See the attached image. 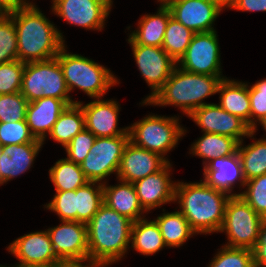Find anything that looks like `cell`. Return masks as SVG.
I'll return each instance as SVG.
<instances>
[{"label": "cell", "instance_id": "cell-1", "mask_svg": "<svg viewBox=\"0 0 266 267\" xmlns=\"http://www.w3.org/2000/svg\"><path fill=\"white\" fill-rule=\"evenodd\" d=\"M34 4L9 14L17 32L18 60L23 63L56 58L65 45L63 33Z\"/></svg>", "mask_w": 266, "mask_h": 267}, {"label": "cell", "instance_id": "cell-2", "mask_svg": "<svg viewBox=\"0 0 266 267\" xmlns=\"http://www.w3.org/2000/svg\"><path fill=\"white\" fill-rule=\"evenodd\" d=\"M231 196L207 185L204 181L195 183L176 182L174 201L179 211L197 234L218 233L224 222L225 206Z\"/></svg>", "mask_w": 266, "mask_h": 267}, {"label": "cell", "instance_id": "cell-3", "mask_svg": "<svg viewBox=\"0 0 266 267\" xmlns=\"http://www.w3.org/2000/svg\"><path fill=\"white\" fill-rule=\"evenodd\" d=\"M132 224L103 203L86 224L89 260L106 267L122 259L130 248Z\"/></svg>", "mask_w": 266, "mask_h": 267}, {"label": "cell", "instance_id": "cell-4", "mask_svg": "<svg viewBox=\"0 0 266 267\" xmlns=\"http://www.w3.org/2000/svg\"><path fill=\"white\" fill-rule=\"evenodd\" d=\"M224 78L226 76L194 74L176 66L156 95L148 102L142 101V103L154 106H177L181 112L189 116L197 108L208 104L203 102V99L216 94Z\"/></svg>", "mask_w": 266, "mask_h": 267}, {"label": "cell", "instance_id": "cell-5", "mask_svg": "<svg viewBox=\"0 0 266 267\" xmlns=\"http://www.w3.org/2000/svg\"><path fill=\"white\" fill-rule=\"evenodd\" d=\"M56 58L69 92L76 87L91 98H102L109 88L119 83L111 70L85 56L68 53L65 45Z\"/></svg>", "mask_w": 266, "mask_h": 267}, {"label": "cell", "instance_id": "cell-6", "mask_svg": "<svg viewBox=\"0 0 266 267\" xmlns=\"http://www.w3.org/2000/svg\"><path fill=\"white\" fill-rule=\"evenodd\" d=\"M20 93L28 102L54 97L63 100L67 105L78 103L69 96L70 92L57 58L25 63Z\"/></svg>", "mask_w": 266, "mask_h": 267}, {"label": "cell", "instance_id": "cell-7", "mask_svg": "<svg viewBox=\"0 0 266 267\" xmlns=\"http://www.w3.org/2000/svg\"><path fill=\"white\" fill-rule=\"evenodd\" d=\"M179 117L150 114L128 126L130 141L135 145L164 157L173 150L186 130L179 124ZM181 138V139H180Z\"/></svg>", "mask_w": 266, "mask_h": 267}, {"label": "cell", "instance_id": "cell-8", "mask_svg": "<svg viewBox=\"0 0 266 267\" xmlns=\"http://www.w3.org/2000/svg\"><path fill=\"white\" fill-rule=\"evenodd\" d=\"M264 218L239 195L231 196L225 206L224 222L219 232H226L225 246L253 250Z\"/></svg>", "mask_w": 266, "mask_h": 267}, {"label": "cell", "instance_id": "cell-9", "mask_svg": "<svg viewBox=\"0 0 266 267\" xmlns=\"http://www.w3.org/2000/svg\"><path fill=\"white\" fill-rule=\"evenodd\" d=\"M216 30L195 33L177 66L194 74L222 76L220 48Z\"/></svg>", "mask_w": 266, "mask_h": 267}, {"label": "cell", "instance_id": "cell-10", "mask_svg": "<svg viewBox=\"0 0 266 267\" xmlns=\"http://www.w3.org/2000/svg\"><path fill=\"white\" fill-rule=\"evenodd\" d=\"M127 40L141 76L151 87V94L142 100L148 102L164 86L177 63L162 47L138 45L130 37Z\"/></svg>", "mask_w": 266, "mask_h": 267}, {"label": "cell", "instance_id": "cell-11", "mask_svg": "<svg viewBox=\"0 0 266 267\" xmlns=\"http://www.w3.org/2000/svg\"><path fill=\"white\" fill-rule=\"evenodd\" d=\"M52 12L68 24L101 31L113 2L110 0H52Z\"/></svg>", "mask_w": 266, "mask_h": 267}, {"label": "cell", "instance_id": "cell-12", "mask_svg": "<svg viewBox=\"0 0 266 267\" xmlns=\"http://www.w3.org/2000/svg\"><path fill=\"white\" fill-rule=\"evenodd\" d=\"M188 117L202 129L203 133L229 136L238 143L244 141V137L251 139L256 132L240 117L228 113L216 103L205 104L194 110Z\"/></svg>", "mask_w": 266, "mask_h": 267}, {"label": "cell", "instance_id": "cell-13", "mask_svg": "<svg viewBox=\"0 0 266 267\" xmlns=\"http://www.w3.org/2000/svg\"><path fill=\"white\" fill-rule=\"evenodd\" d=\"M56 257L61 262L89 260L87 225L79 221L61 220L59 226L48 228Z\"/></svg>", "mask_w": 266, "mask_h": 267}, {"label": "cell", "instance_id": "cell-14", "mask_svg": "<svg viewBox=\"0 0 266 267\" xmlns=\"http://www.w3.org/2000/svg\"><path fill=\"white\" fill-rule=\"evenodd\" d=\"M7 250L19 261L12 267L58 265L61 262L56 257L47 230L24 234L10 243Z\"/></svg>", "mask_w": 266, "mask_h": 267}, {"label": "cell", "instance_id": "cell-15", "mask_svg": "<svg viewBox=\"0 0 266 267\" xmlns=\"http://www.w3.org/2000/svg\"><path fill=\"white\" fill-rule=\"evenodd\" d=\"M165 3L172 17L194 33L215 30L213 23L222 11L209 0H158Z\"/></svg>", "mask_w": 266, "mask_h": 267}, {"label": "cell", "instance_id": "cell-16", "mask_svg": "<svg viewBox=\"0 0 266 267\" xmlns=\"http://www.w3.org/2000/svg\"><path fill=\"white\" fill-rule=\"evenodd\" d=\"M82 107L85 118V129L92 132L96 137H116L129 135L128 127L118 128V115L120 105L117 101L95 98L92 102Z\"/></svg>", "mask_w": 266, "mask_h": 267}, {"label": "cell", "instance_id": "cell-17", "mask_svg": "<svg viewBox=\"0 0 266 267\" xmlns=\"http://www.w3.org/2000/svg\"><path fill=\"white\" fill-rule=\"evenodd\" d=\"M171 163L161 170L133 183L139 203L147 213L163 204L174 201L175 185L170 178Z\"/></svg>", "mask_w": 266, "mask_h": 267}, {"label": "cell", "instance_id": "cell-18", "mask_svg": "<svg viewBox=\"0 0 266 267\" xmlns=\"http://www.w3.org/2000/svg\"><path fill=\"white\" fill-rule=\"evenodd\" d=\"M167 163L168 161L161 155L129 141L125 146L116 178L134 183L161 170Z\"/></svg>", "mask_w": 266, "mask_h": 267}, {"label": "cell", "instance_id": "cell-19", "mask_svg": "<svg viewBox=\"0 0 266 267\" xmlns=\"http://www.w3.org/2000/svg\"><path fill=\"white\" fill-rule=\"evenodd\" d=\"M204 182L230 196H239L232 193L235 184L239 182L244 188L246 180L243 176L241 160L236 151L233 155L227 157H217L212 159L203 167Z\"/></svg>", "mask_w": 266, "mask_h": 267}, {"label": "cell", "instance_id": "cell-20", "mask_svg": "<svg viewBox=\"0 0 266 267\" xmlns=\"http://www.w3.org/2000/svg\"><path fill=\"white\" fill-rule=\"evenodd\" d=\"M44 142L2 146L0 152V186L29 170Z\"/></svg>", "mask_w": 266, "mask_h": 267}, {"label": "cell", "instance_id": "cell-21", "mask_svg": "<svg viewBox=\"0 0 266 267\" xmlns=\"http://www.w3.org/2000/svg\"><path fill=\"white\" fill-rule=\"evenodd\" d=\"M67 106L63 100L54 97H43L28 103L25 120L35 139L45 141Z\"/></svg>", "mask_w": 266, "mask_h": 267}, {"label": "cell", "instance_id": "cell-22", "mask_svg": "<svg viewBox=\"0 0 266 267\" xmlns=\"http://www.w3.org/2000/svg\"><path fill=\"white\" fill-rule=\"evenodd\" d=\"M118 181L120 184L114 186H107L104 181L103 203L133 222L143 219L146 212L139 203L133 183Z\"/></svg>", "mask_w": 266, "mask_h": 267}, {"label": "cell", "instance_id": "cell-23", "mask_svg": "<svg viewBox=\"0 0 266 267\" xmlns=\"http://www.w3.org/2000/svg\"><path fill=\"white\" fill-rule=\"evenodd\" d=\"M172 16L170 8L160 1L156 14H145L138 21L137 30L129 37L138 45L162 47L164 34L169 18Z\"/></svg>", "mask_w": 266, "mask_h": 267}, {"label": "cell", "instance_id": "cell-24", "mask_svg": "<svg viewBox=\"0 0 266 267\" xmlns=\"http://www.w3.org/2000/svg\"><path fill=\"white\" fill-rule=\"evenodd\" d=\"M217 93H220L218 105L228 113L240 117L251 128L248 84L226 77L219 84Z\"/></svg>", "mask_w": 266, "mask_h": 267}, {"label": "cell", "instance_id": "cell-25", "mask_svg": "<svg viewBox=\"0 0 266 267\" xmlns=\"http://www.w3.org/2000/svg\"><path fill=\"white\" fill-rule=\"evenodd\" d=\"M130 141L129 135H121L116 137H96L95 142L89 152L101 161V183L107 176L112 173H118L121 158L125 146Z\"/></svg>", "mask_w": 266, "mask_h": 267}, {"label": "cell", "instance_id": "cell-26", "mask_svg": "<svg viewBox=\"0 0 266 267\" xmlns=\"http://www.w3.org/2000/svg\"><path fill=\"white\" fill-rule=\"evenodd\" d=\"M130 242L131 247L144 256L155 254L166 247L160 228L154 219L148 221L143 218L133 222Z\"/></svg>", "mask_w": 266, "mask_h": 267}, {"label": "cell", "instance_id": "cell-27", "mask_svg": "<svg viewBox=\"0 0 266 267\" xmlns=\"http://www.w3.org/2000/svg\"><path fill=\"white\" fill-rule=\"evenodd\" d=\"M238 144L235 139L229 136L204 133L192 144L190 153L203 158V166H205L217 157L233 155L237 151Z\"/></svg>", "mask_w": 266, "mask_h": 267}, {"label": "cell", "instance_id": "cell-28", "mask_svg": "<svg viewBox=\"0 0 266 267\" xmlns=\"http://www.w3.org/2000/svg\"><path fill=\"white\" fill-rule=\"evenodd\" d=\"M85 129V118L79 103L68 105L55 122L50 137L66 147L72 138Z\"/></svg>", "mask_w": 266, "mask_h": 267}, {"label": "cell", "instance_id": "cell-29", "mask_svg": "<svg viewBox=\"0 0 266 267\" xmlns=\"http://www.w3.org/2000/svg\"><path fill=\"white\" fill-rule=\"evenodd\" d=\"M158 216L155 221L158 224L161 235L167 247H179L196 234L180 211L165 212Z\"/></svg>", "mask_w": 266, "mask_h": 267}, {"label": "cell", "instance_id": "cell-30", "mask_svg": "<svg viewBox=\"0 0 266 267\" xmlns=\"http://www.w3.org/2000/svg\"><path fill=\"white\" fill-rule=\"evenodd\" d=\"M242 143L238 144L237 152L245 180L266 174V139L256 140L247 146Z\"/></svg>", "mask_w": 266, "mask_h": 267}, {"label": "cell", "instance_id": "cell-31", "mask_svg": "<svg viewBox=\"0 0 266 267\" xmlns=\"http://www.w3.org/2000/svg\"><path fill=\"white\" fill-rule=\"evenodd\" d=\"M49 178L56 191L76 190L89 182L81 166L67 158L59 159L49 169Z\"/></svg>", "mask_w": 266, "mask_h": 267}, {"label": "cell", "instance_id": "cell-32", "mask_svg": "<svg viewBox=\"0 0 266 267\" xmlns=\"http://www.w3.org/2000/svg\"><path fill=\"white\" fill-rule=\"evenodd\" d=\"M102 204L103 183L89 181L76 189L77 221L87 224Z\"/></svg>", "mask_w": 266, "mask_h": 267}, {"label": "cell", "instance_id": "cell-33", "mask_svg": "<svg viewBox=\"0 0 266 267\" xmlns=\"http://www.w3.org/2000/svg\"><path fill=\"white\" fill-rule=\"evenodd\" d=\"M194 34L191 29L171 16L167 22L162 48L177 63L187 50Z\"/></svg>", "mask_w": 266, "mask_h": 267}, {"label": "cell", "instance_id": "cell-34", "mask_svg": "<svg viewBox=\"0 0 266 267\" xmlns=\"http://www.w3.org/2000/svg\"><path fill=\"white\" fill-rule=\"evenodd\" d=\"M208 267H255L253 250L223 246Z\"/></svg>", "mask_w": 266, "mask_h": 267}, {"label": "cell", "instance_id": "cell-35", "mask_svg": "<svg viewBox=\"0 0 266 267\" xmlns=\"http://www.w3.org/2000/svg\"><path fill=\"white\" fill-rule=\"evenodd\" d=\"M27 99L20 93L0 95V122H17L26 119Z\"/></svg>", "mask_w": 266, "mask_h": 267}, {"label": "cell", "instance_id": "cell-36", "mask_svg": "<svg viewBox=\"0 0 266 267\" xmlns=\"http://www.w3.org/2000/svg\"><path fill=\"white\" fill-rule=\"evenodd\" d=\"M244 187L246 190L238 194L266 219V174L247 180Z\"/></svg>", "mask_w": 266, "mask_h": 267}, {"label": "cell", "instance_id": "cell-37", "mask_svg": "<svg viewBox=\"0 0 266 267\" xmlns=\"http://www.w3.org/2000/svg\"><path fill=\"white\" fill-rule=\"evenodd\" d=\"M18 60L17 32L13 19H0V64Z\"/></svg>", "mask_w": 266, "mask_h": 267}, {"label": "cell", "instance_id": "cell-38", "mask_svg": "<svg viewBox=\"0 0 266 267\" xmlns=\"http://www.w3.org/2000/svg\"><path fill=\"white\" fill-rule=\"evenodd\" d=\"M43 142L31 134L26 120L17 122H0V146Z\"/></svg>", "mask_w": 266, "mask_h": 267}, {"label": "cell", "instance_id": "cell-39", "mask_svg": "<svg viewBox=\"0 0 266 267\" xmlns=\"http://www.w3.org/2000/svg\"><path fill=\"white\" fill-rule=\"evenodd\" d=\"M25 63L13 60L0 64V95L21 91Z\"/></svg>", "mask_w": 266, "mask_h": 267}, {"label": "cell", "instance_id": "cell-40", "mask_svg": "<svg viewBox=\"0 0 266 267\" xmlns=\"http://www.w3.org/2000/svg\"><path fill=\"white\" fill-rule=\"evenodd\" d=\"M45 208L55 212L60 220L77 221L76 190L56 191Z\"/></svg>", "mask_w": 266, "mask_h": 267}, {"label": "cell", "instance_id": "cell-41", "mask_svg": "<svg viewBox=\"0 0 266 267\" xmlns=\"http://www.w3.org/2000/svg\"><path fill=\"white\" fill-rule=\"evenodd\" d=\"M251 105V129L257 130V123L266 118V78L248 85Z\"/></svg>", "mask_w": 266, "mask_h": 267}, {"label": "cell", "instance_id": "cell-42", "mask_svg": "<svg viewBox=\"0 0 266 267\" xmlns=\"http://www.w3.org/2000/svg\"><path fill=\"white\" fill-rule=\"evenodd\" d=\"M95 139L96 136L87 129L78 133L64 148L67 153V159L80 165L88 155Z\"/></svg>", "mask_w": 266, "mask_h": 267}, {"label": "cell", "instance_id": "cell-43", "mask_svg": "<svg viewBox=\"0 0 266 267\" xmlns=\"http://www.w3.org/2000/svg\"><path fill=\"white\" fill-rule=\"evenodd\" d=\"M80 166L89 181L101 183V161L97 155L89 152Z\"/></svg>", "mask_w": 266, "mask_h": 267}, {"label": "cell", "instance_id": "cell-44", "mask_svg": "<svg viewBox=\"0 0 266 267\" xmlns=\"http://www.w3.org/2000/svg\"><path fill=\"white\" fill-rule=\"evenodd\" d=\"M253 259L255 267H266V219L259 229V238L253 249Z\"/></svg>", "mask_w": 266, "mask_h": 267}, {"label": "cell", "instance_id": "cell-45", "mask_svg": "<svg viewBox=\"0 0 266 267\" xmlns=\"http://www.w3.org/2000/svg\"><path fill=\"white\" fill-rule=\"evenodd\" d=\"M238 11H266V0H237L234 7Z\"/></svg>", "mask_w": 266, "mask_h": 267}, {"label": "cell", "instance_id": "cell-46", "mask_svg": "<svg viewBox=\"0 0 266 267\" xmlns=\"http://www.w3.org/2000/svg\"><path fill=\"white\" fill-rule=\"evenodd\" d=\"M30 3L28 0H0V4L9 14L27 7Z\"/></svg>", "mask_w": 266, "mask_h": 267}, {"label": "cell", "instance_id": "cell-47", "mask_svg": "<svg viewBox=\"0 0 266 267\" xmlns=\"http://www.w3.org/2000/svg\"><path fill=\"white\" fill-rule=\"evenodd\" d=\"M87 262H89L87 266L85 264L83 265L82 261L60 262L57 267H105L91 260H88Z\"/></svg>", "mask_w": 266, "mask_h": 267}, {"label": "cell", "instance_id": "cell-48", "mask_svg": "<svg viewBox=\"0 0 266 267\" xmlns=\"http://www.w3.org/2000/svg\"><path fill=\"white\" fill-rule=\"evenodd\" d=\"M215 5H217L221 10H225V8L232 9L237 0H209Z\"/></svg>", "mask_w": 266, "mask_h": 267}, {"label": "cell", "instance_id": "cell-49", "mask_svg": "<svg viewBox=\"0 0 266 267\" xmlns=\"http://www.w3.org/2000/svg\"><path fill=\"white\" fill-rule=\"evenodd\" d=\"M8 16H9V13L0 4V19L6 18Z\"/></svg>", "mask_w": 266, "mask_h": 267}, {"label": "cell", "instance_id": "cell-50", "mask_svg": "<svg viewBox=\"0 0 266 267\" xmlns=\"http://www.w3.org/2000/svg\"><path fill=\"white\" fill-rule=\"evenodd\" d=\"M25 267H57V265H35V266H25Z\"/></svg>", "mask_w": 266, "mask_h": 267}, {"label": "cell", "instance_id": "cell-51", "mask_svg": "<svg viewBox=\"0 0 266 267\" xmlns=\"http://www.w3.org/2000/svg\"><path fill=\"white\" fill-rule=\"evenodd\" d=\"M260 125L263 127V129L266 132V118L260 123ZM266 139V138H265Z\"/></svg>", "mask_w": 266, "mask_h": 267}]
</instances>
